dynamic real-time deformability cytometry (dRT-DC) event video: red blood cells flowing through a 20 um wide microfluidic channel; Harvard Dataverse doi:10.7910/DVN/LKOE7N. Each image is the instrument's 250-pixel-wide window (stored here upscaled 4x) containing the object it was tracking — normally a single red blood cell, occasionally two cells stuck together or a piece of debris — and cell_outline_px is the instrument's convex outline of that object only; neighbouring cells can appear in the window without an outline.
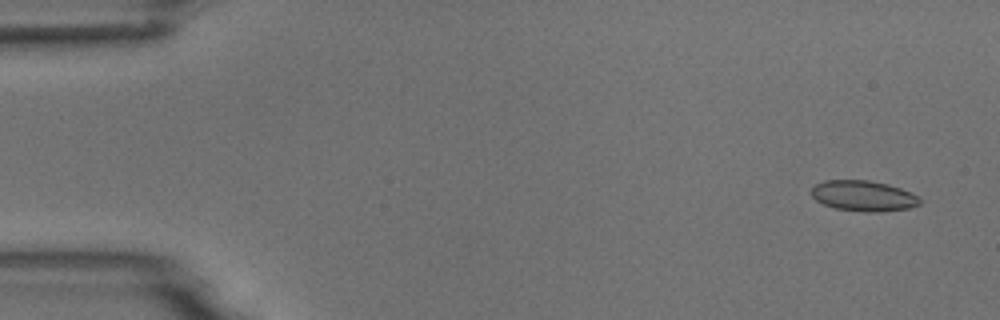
{"species": "common noctule bat (a hibernating species)", "species_latin": "Nyctalus noctula", "temperature_condition": "room temperature", "stored_images_in_passage": 9, "camera_frame_rate_fps": 3000, "um_per_image_px": 0.085, "animal": {"sex": "male", "body_mass_g": 18.8}, "frame": {"image": 1, "passage_image": 1, "time_ms": 0.0, "image_size_px": [1000, 320], "cell_outline_px": [[920, 204], [908, 208], [884, 212], [864, 212], [836, 208], [824, 204], [816, 200], [812, 196], [812, 188], [816, 184], [824, 180], [868, 180], [888, 184], [900, 188], [920, 196]], "centroid_in_image_um": [73.41, 16.65], "position_along_channel_um": 11.6, "area_um2": 19.36}}
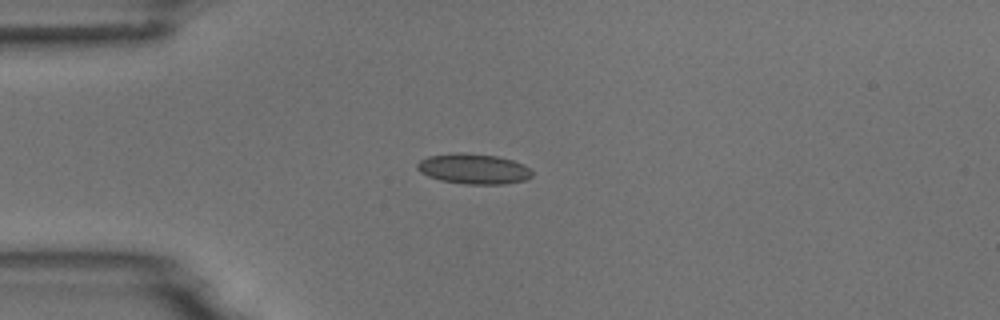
{"frame": {"image": 2, "passage_image": 4, "time_ms": 3.667, "image_size_px": [1000, 320], "cell_outline_px": [[532, 176], [524, 180], [504, 184], [464, 184], [440, 180], [428, 176], [420, 172], [416, 168], [416, 164], [420, 160], [428, 156], [456, 152], [464, 152], [496, 156], [512, 160], [524, 164], [532, 172]], "centroid_in_image_um": [40.22, 14.35], "position_along_channel_um": 44.8, "area_um2": 20.35}}